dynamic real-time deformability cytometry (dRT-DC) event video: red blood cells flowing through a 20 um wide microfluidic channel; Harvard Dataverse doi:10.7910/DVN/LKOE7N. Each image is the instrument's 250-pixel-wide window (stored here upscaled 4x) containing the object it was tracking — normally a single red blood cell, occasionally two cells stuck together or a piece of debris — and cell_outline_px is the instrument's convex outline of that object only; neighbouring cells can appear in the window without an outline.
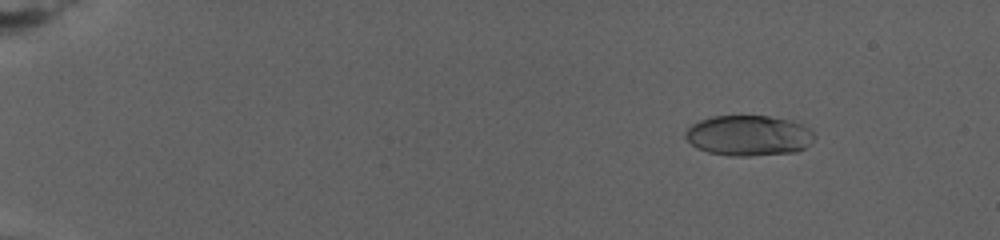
{"species": "human", "species_latin": "Homo sapiens", "temperature_condition": "warm", "stored_images_in_passage": 64, "camera_frame_rate_fps": 3000, "um_per_image_px": 0.085, "donor": {"sex": "female"}, "frame": {"image": 1, "passage_image": 6, "time_ms": 3.667, "image_size_px": [1000, 240], "cell_outline_px": [[816, 136], [804, 148], [796, 152], [748, 156], [728, 156], [708, 152], [696, 148], [684, 136], [684, 132], [692, 124], [700, 120], [712, 116], [768, 116], [792, 120], [808, 128]], "centroid_in_image_um": [63.61, 11.52], "position_along_channel_um": 21.4, "area_um2": 30.46}}
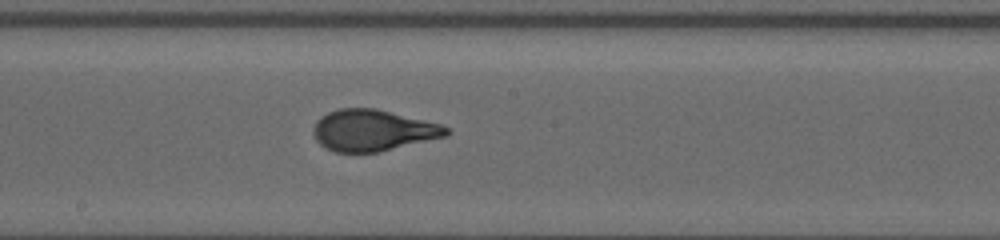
{"frame": {"image": 2, "passage_image": 30, "time_ms": 16.0, "image_size_px": [1000, 240], "cell_outline_px": [[448, 136], [380, 152], [336, 152], [324, 148], [316, 140], [312, 132], [316, 120], [320, 116], [328, 112], [340, 108], [376, 108], [440, 124], [448, 128]], "centroid_in_image_um": [31.67, 11.08], "position_along_channel_um": 216.5, "area_um2": 32.14}}
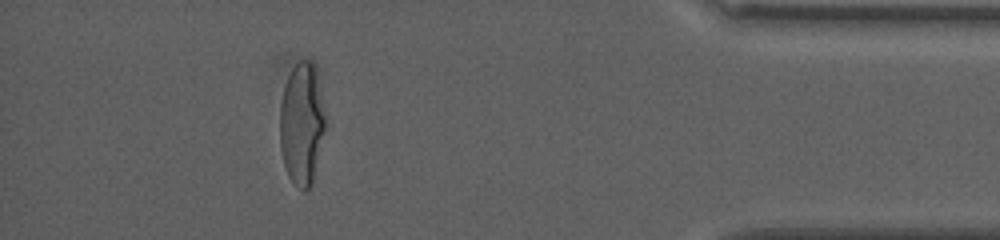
{"frame": {"image": 3, "passage_image": 57, "time_ms": 24.667, "image_size_px": [1000, 240], "cell_outline_px": [[328, 124], [312, 184], [304, 192], [288, 176], [284, 164], [280, 148], [280, 104], [284, 84], [292, 68], [300, 60], [312, 60], [328, 120]], "centroid_in_image_um": [25.68, 10.53], "position_along_channel_um": 409.5, "area_um2": 32.95}, "authors_computed_cell_mechanics": {"area_um2": 31.9056, "velocity_mm_per_s": 2.6765, "shape_relaxation_time_tau1_ms": 8.5503, "shape_relaxation_time_tau2_ms": null, "deformation_change_tau1": 0.2643, "deformation_change_tau2": null}}